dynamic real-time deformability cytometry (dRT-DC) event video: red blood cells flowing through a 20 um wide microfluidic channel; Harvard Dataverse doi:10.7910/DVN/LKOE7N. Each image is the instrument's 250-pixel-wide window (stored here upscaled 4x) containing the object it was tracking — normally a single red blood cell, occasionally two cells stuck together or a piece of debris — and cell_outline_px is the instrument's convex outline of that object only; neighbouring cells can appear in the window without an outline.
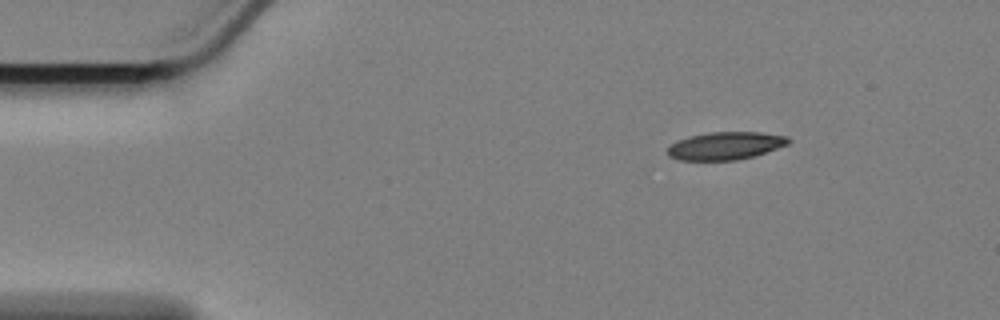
{"species": "Egyptian fruit bat (a non-hibernating species)", "species_latin": "Rousettus aegyptiacus", "temperature_condition": "cold", "stored_images_in_passage": 51, "camera_frame_rate_fps": 3000, "um_per_image_px": 0.085, "animal": {"sex": "female"}, "frame": {"image": 1, "passage_image": 1, "time_ms": 0.0, "image_size_px": [1000, 320], "cell_outline_px": [[792, 140], [788, 144], [752, 156], [736, 160], [680, 160], [668, 156], [668, 144], [676, 140], [688, 136], [708, 132], [760, 132], [788, 136]], "centroid_in_image_um": [61.62, 12.38], "position_along_channel_um": 23.4, "area_um2": 19.59}}
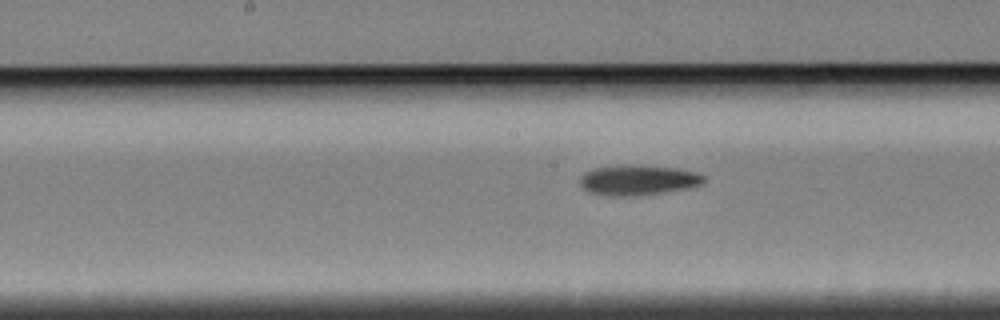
{"frame": {"image": 2, "passage_image": 22, "time_ms": 7.0, "image_size_px": [1000, 320], "cell_outline_px": [[704, 180], [700, 184], [684, 188], [660, 192], [632, 196], [608, 196], [588, 192], [580, 184], [580, 176], [584, 172], [592, 168], [620, 164], [632, 164], [676, 168], [696, 172], [704, 176]], "centroid_in_image_um": [54.14, 15.28], "position_along_channel_um": 194.1, "area_um2": 21.79}}
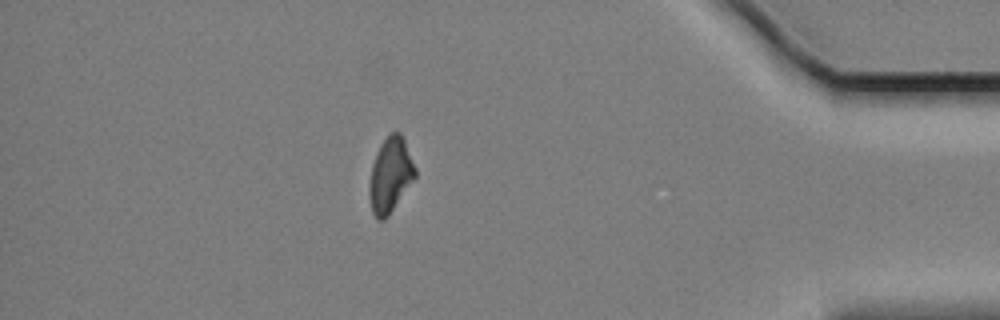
{"frame": {"image": 3, "passage_image": 44, "time_ms": 14.333, "image_size_px": [1000, 320], "cell_outline_px": [[416, 176], [388, 216], [384, 220], [376, 220], [372, 212], [368, 192], [368, 188], [372, 164], [376, 152], [380, 144], [392, 132], [400, 132], [404, 140], [416, 168]], "centroid_in_image_um": [33.15, 14.9], "position_along_channel_um": 402.0, "area_um2": 19.94}, "authors_computed_cell_mechanics": {"area_um2": 20.8658, "velocity_mm_per_s": 3.3981, "shape_relaxation_time_tau1_ms": 6.3602, "shape_relaxation_time_tau2_ms": 9.1442, "deformation_change_tau1": 0.1608, "deformation_change_tau2": 0.1783}}